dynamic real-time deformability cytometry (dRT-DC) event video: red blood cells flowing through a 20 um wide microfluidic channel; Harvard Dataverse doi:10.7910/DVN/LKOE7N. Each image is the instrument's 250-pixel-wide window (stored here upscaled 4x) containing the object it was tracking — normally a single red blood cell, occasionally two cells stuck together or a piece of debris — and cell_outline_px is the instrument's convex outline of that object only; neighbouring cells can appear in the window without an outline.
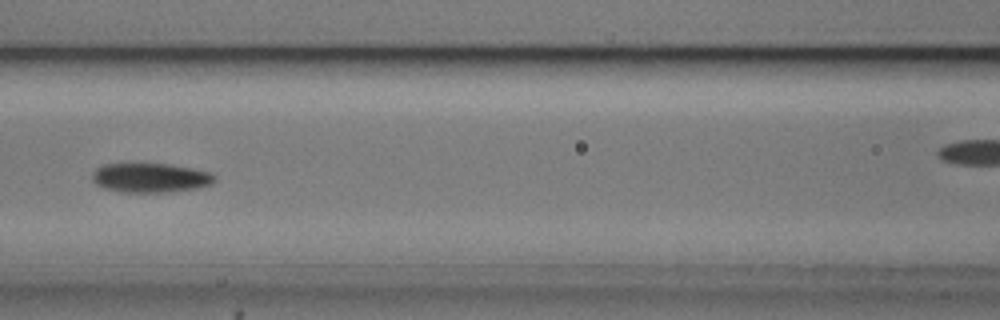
{"species": "common noctule bat (a hibernating species)", "species_latin": "Nyctalus noctula", "temperature_condition": "cold", "stored_images_in_passage": 13, "camera_frame_rate_fps": 3000, "um_per_image_px": 0.085, "animal": {"sex": "male", "body_mass_g": 20.5, "forearm_length_mm": 52.5}, "frame": {"image": 1, "passage_image": 4, "time_ms": 3.667, "image_size_px": [1000, 320], "cell_outline_px": [[216, 180], [212, 184], [196, 188], [168, 192], [120, 192], [104, 188], [96, 184], [92, 180], [92, 172], [96, 168], [104, 164], [168, 164], [192, 168], [212, 172], [216, 176]], "centroid_in_image_um": [12.8, 15.11], "position_along_channel_um": 153.8, "area_um2": 21.04}}
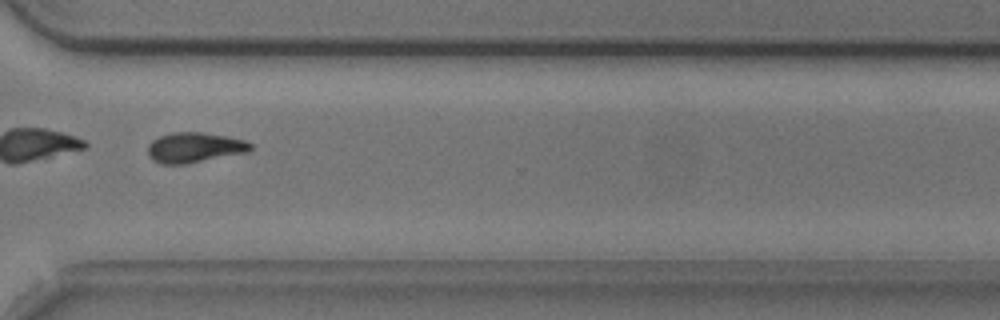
{"frame": {"image": 2, "passage_image": 10, "time_ms": 11.333, "image_size_px": [1000, 320], "cell_outline_px": [[252, 148], [248, 152], [188, 164], [160, 164], [152, 160], [148, 156], [148, 144], [152, 140], [160, 136], [172, 132], [200, 132], [228, 136], [244, 140], [252, 144]], "centroid_in_image_um": [16.52, 12.55], "position_along_channel_um": 354.1, "area_um2": 18.26}, "authors_computed_cell_mechanics": {"area_um2": 21.0392, "velocity_mm_per_s": 3.7116, "shape_relaxation_time_tau1_ms": 4.5968, "shape_relaxation_time_tau2_ms": null, "deformation_change_tau1": 0.0812, "deformation_change_tau2": null}}